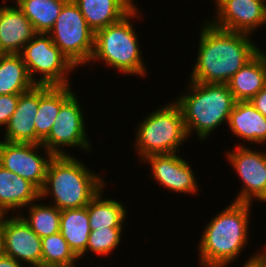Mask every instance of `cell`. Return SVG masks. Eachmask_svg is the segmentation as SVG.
<instances>
[{"mask_svg": "<svg viewBox=\"0 0 266 267\" xmlns=\"http://www.w3.org/2000/svg\"><path fill=\"white\" fill-rule=\"evenodd\" d=\"M204 22L200 26L197 59L189 80L227 84L261 49L252 41L251 34L217 28L208 19Z\"/></svg>", "mask_w": 266, "mask_h": 267, "instance_id": "obj_1", "label": "cell"}, {"mask_svg": "<svg viewBox=\"0 0 266 267\" xmlns=\"http://www.w3.org/2000/svg\"><path fill=\"white\" fill-rule=\"evenodd\" d=\"M252 205L232 201L203 227L197 250L201 267H228L245 251Z\"/></svg>", "mask_w": 266, "mask_h": 267, "instance_id": "obj_2", "label": "cell"}, {"mask_svg": "<svg viewBox=\"0 0 266 267\" xmlns=\"http://www.w3.org/2000/svg\"><path fill=\"white\" fill-rule=\"evenodd\" d=\"M102 177L75 155L54 156L40 198H51L50 204L60 210L85 207L107 184Z\"/></svg>", "mask_w": 266, "mask_h": 267, "instance_id": "obj_3", "label": "cell"}, {"mask_svg": "<svg viewBox=\"0 0 266 267\" xmlns=\"http://www.w3.org/2000/svg\"><path fill=\"white\" fill-rule=\"evenodd\" d=\"M187 91L174 99L180 107L189 140H208L223 124L228 125L236 100L228 84H208L187 80Z\"/></svg>", "mask_w": 266, "mask_h": 267, "instance_id": "obj_4", "label": "cell"}, {"mask_svg": "<svg viewBox=\"0 0 266 267\" xmlns=\"http://www.w3.org/2000/svg\"><path fill=\"white\" fill-rule=\"evenodd\" d=\"M139 11L141 10L136 4L120 21L95 32L94 50L87 64L89 67L94 61H98L126 75L142 78L148 76L145 61L141 56L139 35L135 31V24L132 23V19H140L142 14Z\"/></svg>", "mask_w": 266, "mask_h": 267, "instance_id": "obj_5", "label": "cell"}, {"mask_svg": "<svg viewBox=\"0 0 266 267\" xmlns=\"http://www.w3.org/2000/svg\"><path fill=\"white\" fill-rule=\"evenodd\" d=\"M134 149L139 160L152 154L180 153L189 139L180 107L172 100L158 107L138 124Z\"/></svg>", "mask_w": 266, "mask_h": 267, "instance_id": "obj_6", "label": "cell"}, {"mask_svg": "<svg viewBox=\"0 0 266 267\" xmlns=\"http://www.w3.org/2000/svg\"><path fill=\"white\" fill-rule=\"evenodd\" d=\"M19 54L35 85H72L70 74L77 67L53 43L48 33H37Z\"/></svg>", "mask_w": 266, "mask_h": 267, "instance_id": "obj_7", "label": "cell"}, {"mask_svg": "<svg viewBox=\"0 0 266 267\" xmlns=\"http://www.w3.org/2000/svg\"><path fill=\"white\" fill-rule=\"evenodd\" d=\"M60 51L78 68L90 62L95 32L87 25L78 5L68 0L48 33Z\"/></svg>", "mask_w": 266, "mask_h": 267, "instance_id": "obj_8", "label": "cell"}, {"mask_svg": "<svg viewBox=\"0 0 266 267\" xmlns=\"http://www.w3.org/2000/svg\"><path fill=\"white\" fill-rule=\"evenodd\" d=\"M79 101L78 96L74 93L61 106L49 135L41 143L54 156L72 155V153H68L70 147L72 150L78 147L86 153L94 152L86 131L83 107Z\"/></svg>", "mask_w": 266, "mask_h": 267, "instance_id": "obj_9", "label": "cell"}, {"mask_svg": "<svg viewBox=\"0 0 266 267\" xmlns=\"http://www.w3.org/2000/svg\"><path fill=\"white\" fill-rule=\"evenodd\" d=\"M226 160L232 165L242 186L234 202H266V151H257L248 146H238L226 151Z\"/></svg>", "mask_w": 266, "mask_h": 267, "instance_id": "obj_10", "label": "cell"}, {"mask_svg": "<svg viewBox=\"0 0 266 267\" xmlns=\"http://www.w3.org/2000/svg\"><path fill=\"white\" fill-rule=\"evenodd\" d=\"M53 157L41 143L0 141V165L30 181L39 190L44 186L47 167Z\"/></svg>", "mask_w": 266, "mask_h": 267, "instance_id": "obj_11", "label": "cell"}, {"mask_svg": "<svg viewBox=\"0 0 266 267\" xmlns=\"http://www.w3.org/2000/svg\"><path fill=\"white\" fill-rule=\"evenodd\" d=\"M215 16L209 22L220 29L253 35L266 25V0H213Z\"/></svg>", "mask_w": 266, "mask_h": 267, "instance_id": "obj_12", "label": "cell"}, {"mask_svg": "<svg viewBox=\"0 0 266 267\" xmlns=\"http://www.w3.org/2000/svg\"><path fill=\"white\" fill-rule=\"evenodd\" d=\"M0 230L4 255L27 267H41L42 240L19 214L2 215Z\"/></svg>", "mask_w": 266, "mask_h": 267, "instance_id": "obj_13", "label": "cell"}, {"mask_svg": "<svg viewBox=\"0 0 266 267\" xmlns=\"http://www.w3.org/2000/svg\"><path fill=\"white\" fill-rule=\"evenodd\" d=\"M141 163L150 164L151 179L171 193L193 195L200 192L194 169L179 153L152 154L141 160Z\"/></svg>", "mask_w": 266, "mask_h": 267, "instance_id": "obj_14", "label": "cell"}, {"mask_svg": "<svg viewBox=\"0 0 266 267\" xmlns=\"http://www.w3.org/2000/svg\"><path fill=\"white\" fill-rule=\"evenodd\" d=\"M39 106V85L20 94L16 110L5 129L3 141L36 144L35 116Z\"/></svg>", "mask_w": 266, "mask_h": 267, "instance_id": "obj_15", "label": "cell"}, {"mask_svg": "<svg viewBox=\"0 0 266 267\" xmlns=\"http://www.w3.org/2000/svg\"><path fill=\"white\" fill-rule=\"evenodd\" d=\"M37 32L15 4L0 5V54H19Z\"/></svg>", "mask_w": 266, "mask_h": 267, "instance_id": "obj_16", "label": "cell"}, {"mask_svg": "<svg viewBox=\"0 0 266 267\" xmlns=\"http://www.w3.org/2000/svg\"><path fill=\"white\" fill-rule=\"evenodd\" d=\"M39 198L40 190L34 184L0 165L1 215L20 214Z\"/></svg>", "mask_w": 266, "mask_h": 267, "instance_id": "obj_17", "label": "cell"}, {"mask_svg": "<svg viewBox=\"0 0 266 267\" xmlns=\"http://www.w3.org/2000/svg\"><path fill=\"white\" fill-rule=\"evenodd\" d=\"M228 128L235 136L242 139L238 146L246 143L266 145V117L250 101H236L230 114Z\"/></svg>", "mask_w": 266, "mask_h": 267, "instance_id": "obj_18", "label": "cell"}, {"mask_svg": "<svg viewBox=\"0 0 266 267\" xmlns=\"http://www.w3.org/2000/svg\"><path fill=\"white\" fill-rule=\"evenodd\" d=\"M71 85H39V106L35 116L36 144L49 135L61 106L74 94Z\"/></svg>", "mask_w": 266, "mask_h": 267, "instance_id": "obj_19", "label": "cell"}, {"mask_svg": "<svg viewBox=\"0 0 266 267\" xmlns=\"http://www.w3.org/2000/svg\"><path fill=\"white\" fill-rule=\"evenodd\" d=\"M265 52L261 49L227 83L236 101H249L266 86Z\"/></svg>", "mask_w": 266, "mask_h": 267, "instance_id": "obj_20", "label": "cell"}, {"mask_svg": "<svg viewBox=\"0 0 266 267\" xmlns=\"http://www.w3.org/2000/svg\"><path fill=\"white\" fill-rule=\"evenodd\" d=\"M79 7L87 25L97 32L120 21L136 5L133 0H73Z\"/></svg>", "mask_w": 266, "mask_h": 267, "instance_id": "obj_21", "label": "cell"}, {"mask_svg": "<svg viewBox=\"0 0 266 267\" xmlns=\"http://www.w3.org/2000/svg\"><path fill=\"white\" fill-rule=\"evenodd\" d=\"M104 186L88 203L87 211L91 230L103 228H124L126 224L127 211L121 201L114 198H106L103 195ZM104 198V199H103Z\"/></svg>", "mask_w": 266, "mask_h": 267, "instance_id": "obj_22", "label": "cell"}, {"mask_svg": "<svg viewBox=\"0 0 266 267\" xmlns=\"http://www.w3.org/2000/svg\"><path fill=\"white\" fill-rule=\"evenodd\" d=\"M90 232L86 206L61 210L60 233L79 259L86 256V246Z\"/></svg>", "mask_w": 266, "mask_h": 267, "instance_id": "obj_23", "label": "cell"}, {"mask_svg": "<svg viewBox=\"0 0 266 267\" xmlns=\"http://www.w3.org/2000/svg\"><path fill=\"white\" fill-rule=\"evenodd\" d=\"M34 86L20 54H0V95L22 94Z\"/></svg>", "mask_w": 266, "mask_h": 267, "instance_id": "obj_24", "label": "cell"}, {"mask_svg": "<svg viewBox=\"0 0 266 267\" xmlns=\"http://www.w3.org/2000/svg\"><path fill=\"white\" fill-rule=\"evenodd\" d=\"M8 1V0H7ZM13 1V0H12ZM68 0H14L37 33H49ZM3 2L7 3L6 0Z\"/></svg>", "mask_w": 266, "mask_h": 267, "instance_id": "obj_25", "label": "cell"}, {"mask_svg": "<svg viewBox=\"0 0 266 267\" xmlns=\"http://www.w3.org/2000/svg\"><path fill=\"white\" fill-rule=\"evenodd\" d=\"M40 200L41 198L26 207L28 208V214H26V216L23 212H21L19 215L24 219V221L29 225V227L42 239L49 235H53L60 232L61 210L53 204H50V202H48V205L47 203L45 204L40 202Z\"/></svg>", "mask_w": 266, "mask_h": 267, "instance_id": "obj_26", "label": "cell"}, {"mask_svg": "<svg viewBox=\"0 0 266 267\" xmlns=\"http://www.w3.org/2000/svg\"><path fill=\"white\" fill-rule=\"evenodd\" d=\"M42 240L41 267H74L80 259L74 254L67 241L58 232Z\"/></svg>", "mask_w": 266, "mask_h": 267, "instance_id": "obj_27", "label": "cell"}, {"mask_svg": "<svg viewBox=\"0 0 266 267\" xmlns=\"http://www.w3.org/2000/svg\"><path fill=\"white\" fill-rule=\"evenodd\" d=\"M124 228H103L91 230L86 246V255L89 253L99 256H109L121 244Z\"/></svg>", "mask_w": 266, "mask_h": 267, "instance_id": "obj_28", "label": "cell"}, {"mask_svg": "<svg viewBox=\"0 0 266 267\" xmlns=\"http://www.w3.org/2000/svg\"><path fill=\"white\" fill-rule=\"evenodd\" d=\"M20 94L0 95V128L6 127L11 115L16 110Z\"/></svg>", "mask_w": 266, "mask_h": 267, "instance_id": "obj_29", "label": "cell"}, {"mask_svg": "<svg viewBox=\"0 0 266 267\" xmlns=\"http://www.w3.org/2000/svg\"><path fill=\"white\" fill-rule=\"evenodd\" d=\"M252 105L266 117V86L262 88L251 100Z\"/></svg>", "mask_w": 266, "mask_h": 267, "instance_id": "obj_30", "label": "cell"}, {"mask_svg": "<svg viewBox=\"0 0 266 267\" xmlns=\"http://www.w3.org/2000/svg\"><path fill=\"white\" fill-rule=\"evenodd\" d=\"M256 253L250 255V260L256 265V267H266V244L261 251L258 250Z\"/></svg>", "mask_w": 266, "mask_h": 267, "instance_id": "obj_31", "label": "cell"}, {"mask_svg": "<svg viewBox=\"0 0 266 267\" xmlns=\"http://www.w3.org/2000/svg\"><path fill=\"white\" fill-rule=\"evenodd\" d=\"M0 267H26L14 258L3 255L0 257Z\"/></svg>", "mask_w": 266, "mask_h": 267, "instance_id": "obj_32", "label": "cell"}, {"mask_svg": "<svg viewBox=\"0 0 266 267\" xmlns=\"http://www.w3.org/2000/svg\"><path fill=\"white\" fill-rule=\"evenodd\" d=\"M4 255V245H3V236L0 230V257Z\"/></svg>", "mask_w": 266, "mask_h": 267, "instance_id": "obj_33", "label": "cell"}, {"mask_svg": "<svg viewBox=\"0 0 266 267\" xmlns=\"http://www.w3.org/2000/svg\"><path fill=\"white\" fill-rule=\"evenodd\" d=\"M242 267H256V265L250 260V257L241 265Z\"/></svg>", "mask_w": 266, "mask_h": 267, "instance_id": "obj_34", "label": "cell"}]
</instances>
